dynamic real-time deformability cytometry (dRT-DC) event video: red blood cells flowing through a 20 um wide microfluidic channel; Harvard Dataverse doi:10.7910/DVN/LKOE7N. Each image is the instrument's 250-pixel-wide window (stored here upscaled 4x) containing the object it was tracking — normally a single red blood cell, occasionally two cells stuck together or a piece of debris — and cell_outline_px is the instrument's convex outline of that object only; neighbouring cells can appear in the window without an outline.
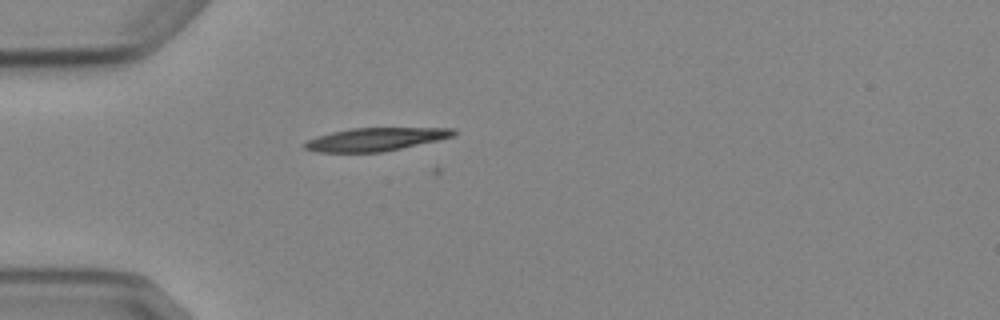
{"species": "Egyptian fruit bat (a non-hibernating species)", "species_latin": "Rousettus aegyptiacus", "temperature_condition": "cold", "stored_images_in_passage": 4, "camera_frame_rate_fps": 3000, "um_per_image_px": 0.085, "animal": {"sex": "female"}, "frame": {"image": 1, "passage_image": 4, "time_ms": 3.333, "image_size_px": [1000, 320], "cell_outline_px": [[456, 132], [452, 136], [436, 140], [400, 148], [380, 152], [316, 152], [304, 148], [300, 144], [316, 136], [332, 132], [352, 128], [456, 128]], "centroid_in_image_um": [31.84, 11.84], "position_along_channel_um": 53.2, "area_um2": 19.83}}